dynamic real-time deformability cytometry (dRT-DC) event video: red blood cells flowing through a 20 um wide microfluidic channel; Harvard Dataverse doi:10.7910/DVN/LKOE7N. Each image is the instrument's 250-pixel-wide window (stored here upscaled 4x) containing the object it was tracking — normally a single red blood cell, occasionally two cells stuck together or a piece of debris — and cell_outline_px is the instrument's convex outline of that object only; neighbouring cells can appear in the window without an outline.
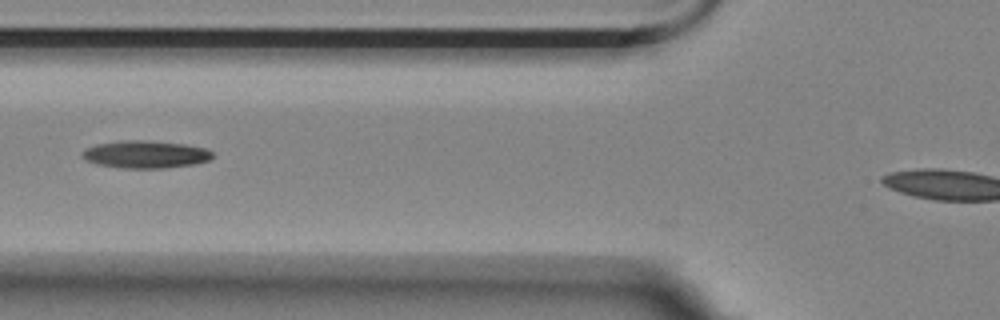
{"species": "Egyptian fruit bat (a non-hibernating species)", "species_latin": "Rousettus aegyptiacus", "temperature_condition": "room temperature", "stored_images_in_passage": 33, "camera_frame_rate_fps": 3000, "um_per_image_px": 0.085, "animal": {"sex": "female"}, "frame": {"image": 1, "passage_image": 5, "time_ms": 1.333, "image_size_px": [1000, 320], "cell_outline_px": [[212, 156], [208, 160], [192, 164], [164, 168], [120, 168], [96, 164], [84, 160], [80, 156], [80, 152], [84, 148], [96, 144], [124, 140], [144, 140], [184, 144], [204, 148], [212, 152]], "centroid_in_image_um": [12.26, 13.12], "position_along_channel_um": 113.5, "area_um2": 20.92}}
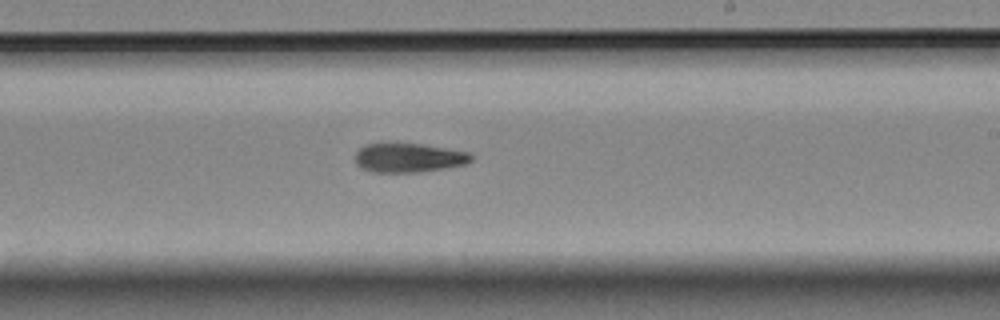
{"frame": {"image": 2, "passage_image": 17, "time_ms": 5.333, "image_size_px": [1000, 320], "cell_outline_px": [[472, 160], [464, 164], [444, 168], [420, 172], [372, 172], [360, 168], [356, 164], [356, 152], [364, 144], [420, 144], [468, 152], [472, 156]], "centroid_in_image_um": [34.7, 13.42], "position_along_channel_um": 254.3, "area_um2": 19.42}}
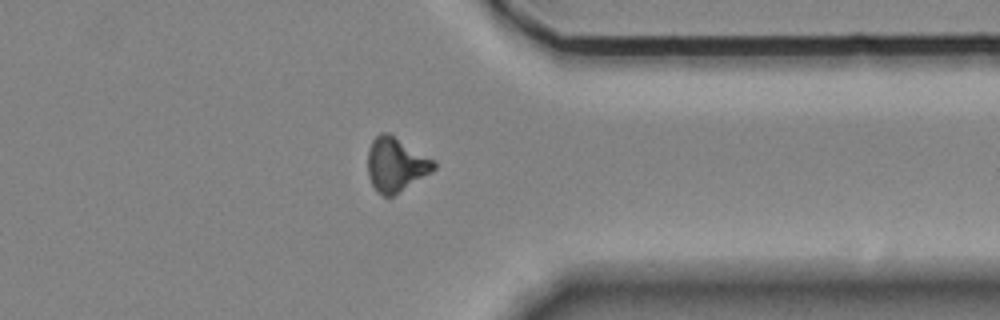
{"frame": {"image": 3, "passage_image": 28, "time_ms": 9.0, "image_size_px": [1000, 320], "cell_outline_px": [[436, 168], [432, 172], [392, 196], [384, 196], [376, 192], [368, 176], [368, 148], [372, 140], [380, 132], [388, 132], [436, 160]], "centroid_in_image_um": [33.65, 13.97], "position_along_channel_um": 377.7, "area_um2": 20.98}}